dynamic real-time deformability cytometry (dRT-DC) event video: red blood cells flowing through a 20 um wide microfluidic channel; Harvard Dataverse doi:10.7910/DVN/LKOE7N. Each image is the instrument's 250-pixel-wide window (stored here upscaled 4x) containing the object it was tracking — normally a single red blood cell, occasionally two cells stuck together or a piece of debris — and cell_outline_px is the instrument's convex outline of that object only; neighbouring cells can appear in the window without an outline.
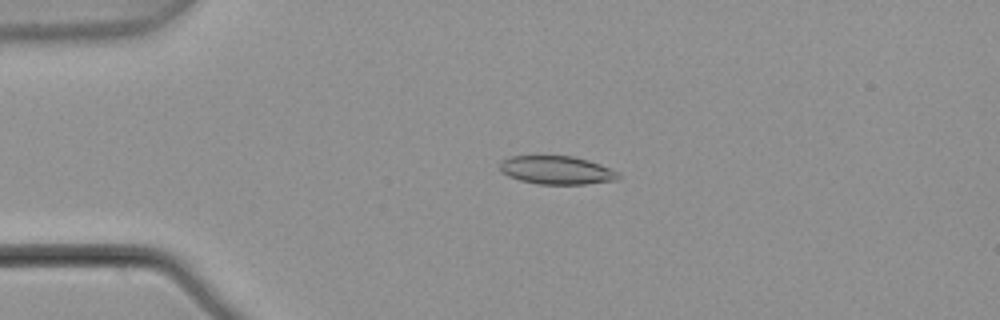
{"species": "common noctule bat (a hibernating species)", "species_latin": "Nyctalus noctula", "temperature_condition": "warm", "stored_images_in_passage": 3, "camera_frame_rate_fps": 3000, "um_per_image_px": 0.085, "animal": {"sex": "male", "body_mass_g": 21.5, "forearm_length_mm": 52.0}, "frame": {"image": 1, "passage_image": 2, "time_ms": 0.333, "image_size_px": [1000, 320], "cell_outline_px": [[620, 176], [616, 180], [584, 184], [536, 184], [520, 180], [508, 176], [500, 172], [500, 160], [512, 156], [572, 156], [588, 160], [600, 164], [616, 172]], "centroid_in_image_um": [47.26, 14.46], "position_along_channel_um": 37.7, "area_um2": 19.48}}